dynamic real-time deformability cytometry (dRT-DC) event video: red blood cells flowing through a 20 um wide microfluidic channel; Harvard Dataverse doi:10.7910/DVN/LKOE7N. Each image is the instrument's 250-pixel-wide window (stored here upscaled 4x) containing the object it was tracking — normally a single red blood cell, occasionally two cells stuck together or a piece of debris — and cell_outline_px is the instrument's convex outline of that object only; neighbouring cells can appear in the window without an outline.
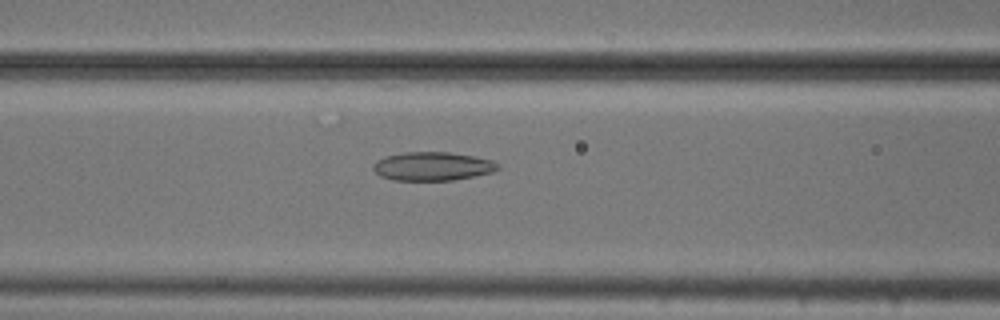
{"species": "common noctule bat (a hibernating species)", "species_latin": "Nyctalus noctula", "temperature_condition": "cold", "stored_images_in_passage": 53, "camera_frame_rate_fps": 3000, "um_per_image_px": 0.085, "animal": {"sex": "male", "body_mass_g": 20.5, "forearm_length_mm": 52.5}, "frame": {"image": 1, "passage_image": 22, "time_ms": 7.0, "image_size_px": [1000, 320], "cell_outline_px": [[500, 168], [492, 172], [452, 180], [392, 180], [380, 176], [372, 168], [372, 164], [376, 160], [384, 156], [404, 152], [452, 152], [476, 156], [492, 160], [500, 164]], "centroid_in_image_um": [36.75, 14.12], "position_along_channel_um": 129.8, "area_um2": 20.98}}
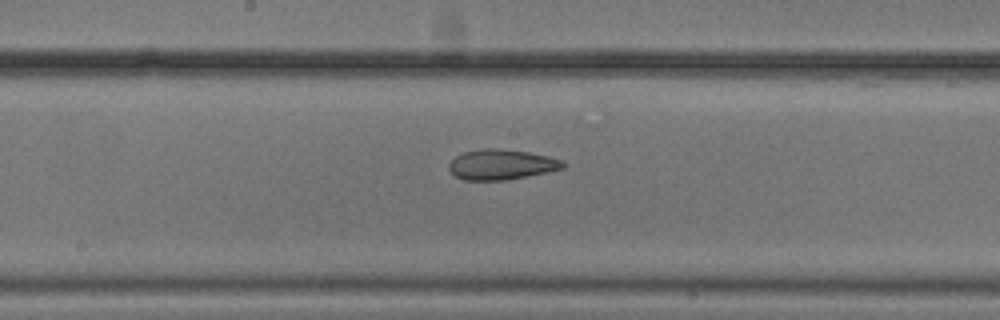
{"frame": {"image": 2, "passage_image": 28, "time_ms": 9.0, "image_size_px": [1000, 320], "cell_outline_px": [[564, 168], [548, 172], [504, 180], [464, 180], [456, 176], [448, 168], [448, 164], [456, 156], [464, 152], [488, 148], [496, 148], [528, 152], [548, 156], [564, 160]], "centroid_in_image_um": [42.63, 13.98], "position_along_channel_um": 205.6, "area_um2": 19.94}}
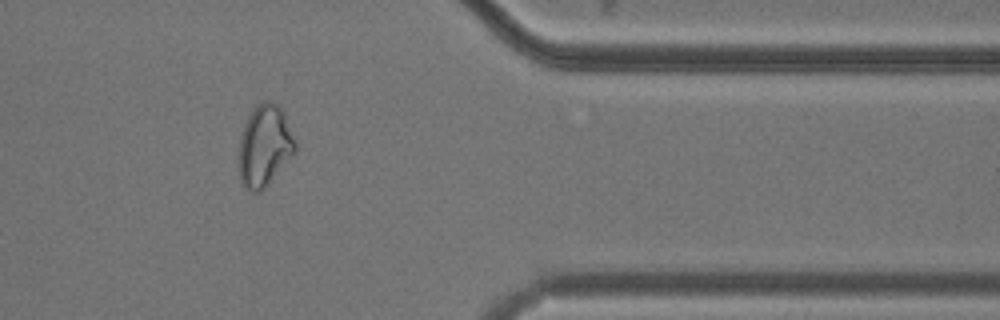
{"frame": {"image": 3, "passage_image": 44, "time_ms": 14.333, "image_size_px": [1000, 320], "cell_outline_px": [[296, 152], [268, 184], [260, 192], [252, 192], [240, 180], [240, 136], [244, 124], [252, 108], [256, 104], [264, 100], [268, 100], [276, 104], [284, 112], [296, 144]], "centroid_in_image_um": [22.5, 12.36], "position_along_channel_um": 388.9, "area_um2": 26.53}, "authors_computed_cell_mechanics": {"area_um2": 25.4898, "velocity_mm_per_s": 3.7711, "shape_relaxation_time_tau1_ms": null, "shape_relaxation_time_tau2_ms": 3.2635, "deformation_change_tau1": null, "deformation_change_tau2": 0.1038}}